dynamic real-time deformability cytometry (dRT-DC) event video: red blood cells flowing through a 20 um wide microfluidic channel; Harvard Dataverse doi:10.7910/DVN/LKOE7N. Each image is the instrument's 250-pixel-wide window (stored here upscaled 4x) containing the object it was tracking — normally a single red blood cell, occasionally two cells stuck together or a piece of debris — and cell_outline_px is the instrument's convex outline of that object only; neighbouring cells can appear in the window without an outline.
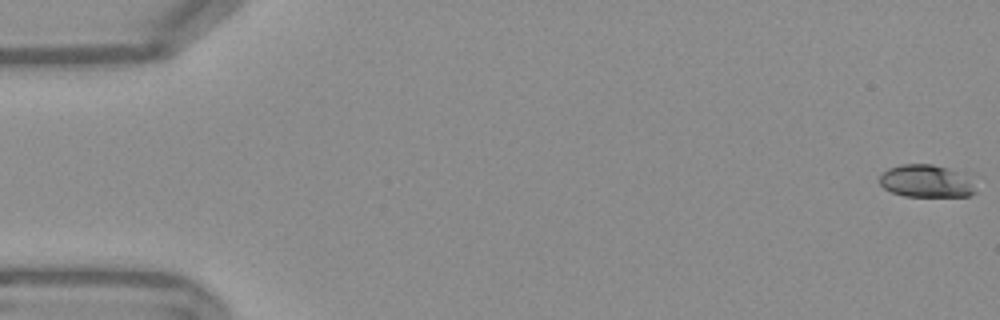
{"species": "Egyptian fruit bat (a non-hibernating species)", "species_latin": "Rousettus aegyptiacus", "temperature_condition": "warm", "stored_images_in_passage": 52, "camera_frame_rate_fps": 3000, "um_per_image_px": 0.085, "frame": {"image": 1, "passage_image": 1, "time_ms": 0.0, "image_size_px": [1000, 320], "cell_outline_px": [[976, 192], [968, 196], [904, 196], [892, 192], [884, 188], [880, 184], [880, 176], [888, 168], [900, 164], [932, 164], [948, 168], [972, 184]], "centroid_in_image_um": [78.62, 15.4], "position_along_channel_um": 6.4, "area_um2": 17.63}}
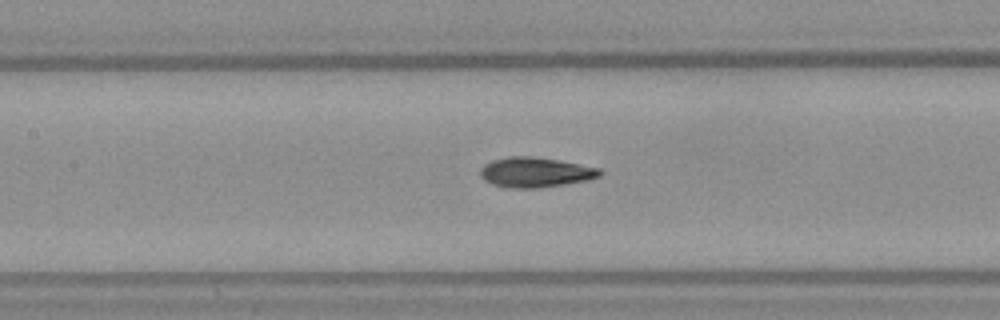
{"frame": {"image": 2, "passage_image": 25, "time_ms": 8.0, "image_size_px": [1000, 320], "cell_outline_px": [[604, 172], [600, 176], [588, 180], [564, 184], [536, 188], [508, 188], [492, 184], [484, 180], [480, 176], [480, 168], [484, 164], [492, 160], [508, 156], [532, 156], [556, 160], [600, 168]], "centroid_in_image_um": [45.48, 14.64], "position_along_channel_um": 161.9, "area_um2": 20.92}}
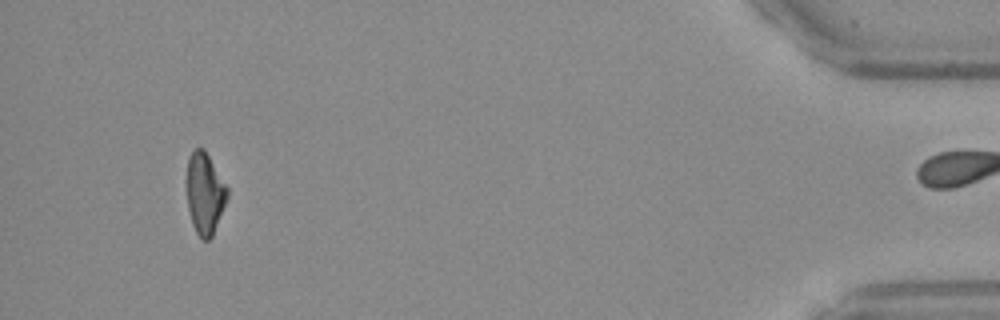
{"frame": {"image": 3, "passage_image": 51, "time_ms": 16.667, "image_size_px": [1000, 320], "cell_outline_px": [[228, 196], [212, 236], [208, 240], [204, 240], [196, 232], [192, 224], [188, 208], [184, 180], [188, 156], [196, 148], [204, 148], [228, 188]], "centroid_in_image_um": [17.36, 16.39], "position_along_channel_um": 417.8, "area_um2": 19.54}, "authors_computed_cell_mechanics": {"area_um2": 19.7387, "velocity_mm_per_s": 3.8079, "shape_relaxation_time_tau1_ms": 8.2848, "shape_relaxation_time_tau2_ms": 2.1871, "deformation_change_tau1": 0.2496, "deformation_change_tau2": 0.0873}}